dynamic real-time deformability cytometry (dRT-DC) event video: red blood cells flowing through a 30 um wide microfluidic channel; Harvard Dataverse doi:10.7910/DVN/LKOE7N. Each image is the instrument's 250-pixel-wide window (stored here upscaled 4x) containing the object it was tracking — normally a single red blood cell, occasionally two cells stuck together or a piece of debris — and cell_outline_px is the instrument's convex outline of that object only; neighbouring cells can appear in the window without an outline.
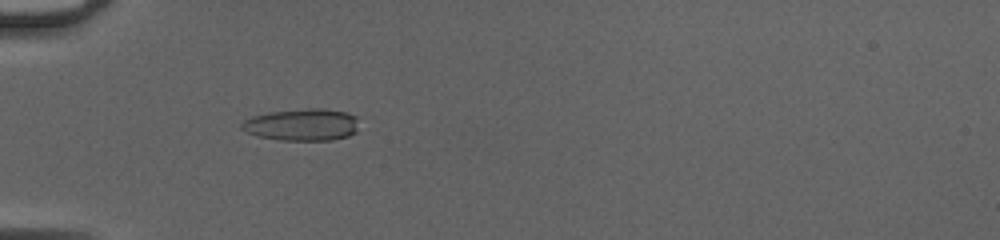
{"species": "common noctule bat (a hibernating species)", "species_latin": "Nyctalus noctula", "temperature_condition": "cold", "stored_images_in_passage": 51, "camera_frame_rate_fps": 3000, "um_per_image_px": 0.085, "animal": {"sex": "female", "body_mass_g": 20.0, "forearm_length_mm": 54.0}, "frame": {"image": 1, "passage_image": 18, "time_ms": 5.667, "image_size_px": [1000, 240], "cell_outline_px": [[356, 132], [348, 136], [332, 140], [280, 140], [256, 136], [240, 128], [240, 124], [244, 120], [252, 116], [268, 112], [308, 108], [324, 108], [348, 112], [356, 116]], "centroid_in_image_um": [25.66, 10.59], "position_along_channel_um": 59.3, "area_um2": 22.02}}
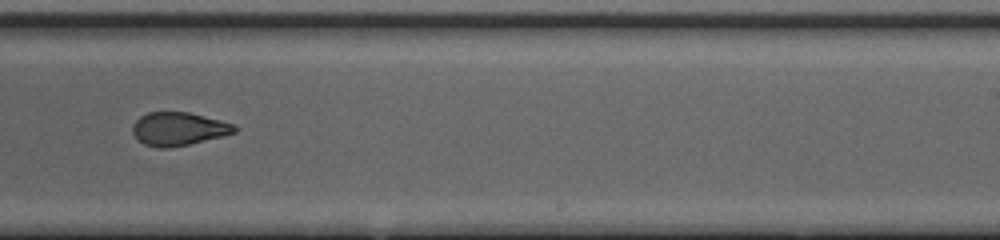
{"frame": {"image": 2, "passage_image": 34, "time_ms": 11.0, "image_size_px": [1000, 240], "cell_outline_px": [[240, 128], [236, 132], [188, 144], [168, 148], [156, 148], [144, 144], [132, 132], [132, 124], [140, 116], [148, 112], [188, 112], [220, 120], [232, 124]], "centroid_in_image_um": [15.15, 10.95], "position_along_channel_um": 273.8, "area_um2": 19.59}}
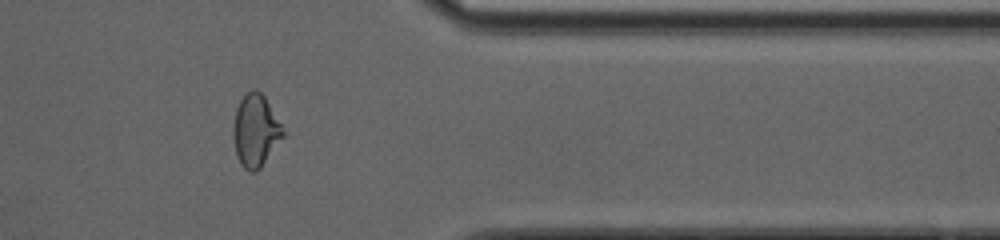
{"frame": {"image": 3, "passage_image": 43, "time_ms": 14.0, "image_size_px": [1000, 240], "cell_outline_px": [[288, 132], [260, 168], [256, 172], [248, 172], [240, 164], [236, 156], [232, 132], [232, 128], [236, 108], [240, 100], [252, 88], [256, 88], [264, 96]], "centroid_in_image_um": [21.74, 11.11], "position_along_channel_um": 389.7, "area_um2": 21.5}, "authors_computed_cell_mechanics": {"area_um2": 21.386, "velocity_mm_per_s": 4.2042, "shape_relaxation_time_tau1_ms": null, "shape_relaxation_time_tau2_ms": 1.3897, "deformation_change_tau1": null, "deformation_change_tau2": 0.0819}}